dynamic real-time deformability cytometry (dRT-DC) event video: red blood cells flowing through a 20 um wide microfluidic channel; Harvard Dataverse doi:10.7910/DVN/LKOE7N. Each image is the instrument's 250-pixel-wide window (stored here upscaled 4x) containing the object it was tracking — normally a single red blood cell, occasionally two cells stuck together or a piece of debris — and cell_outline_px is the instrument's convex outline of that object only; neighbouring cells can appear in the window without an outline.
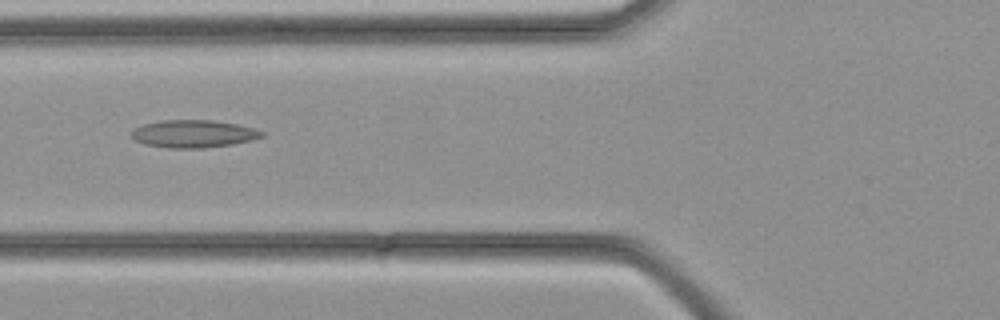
{"species": "common noctule bat (a hibernating species)", "species_latin": "Nyctalus noctula", "temperature_condition": "cold", "stored_images_in_passage": 30, "segment_of_instrument_passage": [1, 2], "camera_frame_rate_fps": 3000, "um_per_image_px": 0.085, "animal": {"sex": "female", "body_mass_g": 21.9}, "frame": {"image": 1, "passage_image": 7, "time_ms": 2.0, "image_size_px": [1000, 320], "cell_outline_px": [[264, 136], [252, 140], [232, 144], [200, 148], [168, 148], [144, 144], [136, 140], [132, 136], [132, 128], [140, 124], [160, 120], [212, 120], [236, 124], [256, 128], [264, 132]], "centroid_in_image_um": [16.43, 11.36], "position_along_channel_um": 109.4, "area_um2": 21.1}}
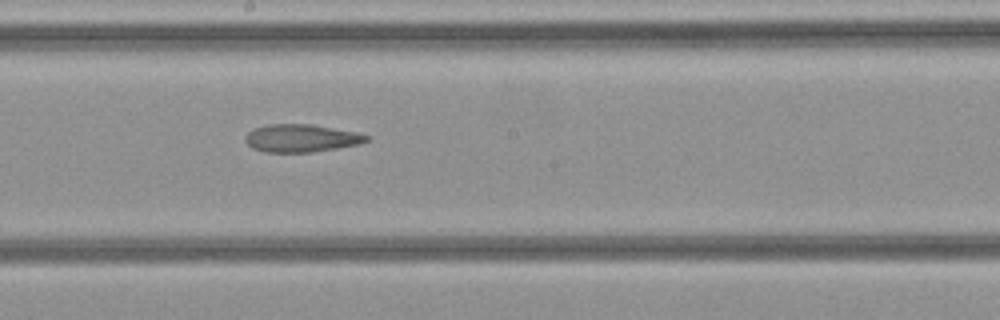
{"frame": {"image": 2, "passage_image": 13, "time_ms": 4.0, "image_size_px": [1000, 320], "cell_outline_px": [[372, 136], [368, 140], [360, 144], [312, 152], [264, 152], [252, 148], [244, 140], [244, 136], [248, 132], [256, 128], [268, 124], [312, 124], [356, 132]], "centroid_in_image_um": [25.61, 11.74], "position_along_channel_um": 222.6, "area_um2": 19.65}}
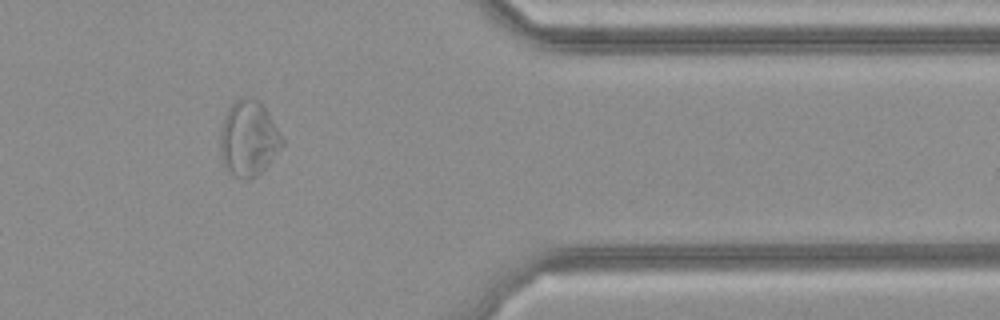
{"frame": {"image": 3, "passage_image": 23, "time_ms": 7.333, "image_size_px": [1000, 320], "cell_outline_px": [[284, 144], [268, 164], [256, 176], [248, 180], [244, 180], [236, 176], [224, 164], [220, 152], [220, 128], [228, 108], [240, 96], [252, 96], [268, 112], [284, 140]], "centroid_in_image_um": [21.12, 11.74], "position_along_channel_um": 390.3, "area_um2": 27.05}}